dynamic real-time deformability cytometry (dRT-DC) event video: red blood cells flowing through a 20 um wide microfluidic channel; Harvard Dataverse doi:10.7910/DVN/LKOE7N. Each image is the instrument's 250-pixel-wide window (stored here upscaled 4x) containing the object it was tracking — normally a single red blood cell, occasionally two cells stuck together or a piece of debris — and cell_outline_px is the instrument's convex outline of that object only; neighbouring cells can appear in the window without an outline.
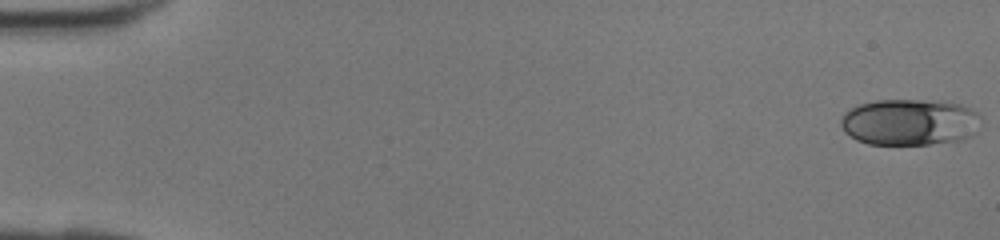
{"species": "human", "species_latin": "Homo sapiens", "temperature_condition": "room temperature", "stored_images_in_passage": 42, "camera_frame_rate_fps": 3000, "um_per_image_px": 0.085, "donor": {"sex": "female"}, "frame": {"image": 1, "passage_image": 1, "time_ms": 0.0, "image_size_px": [1000, 240], "cell_outline_px": [[980, 132], [964, 140], [928, 144], [868, 144], [856, 140], [844, 132], [840, 124], [840, 120], [844, 112], [860, 104], [876, 100], [920, 100], [960, 104], [972, 108], [980, 112]], "centroid_in_image_um": [77.37, 10.39], "position_along_channel_um": 7.6, "area_um2": 38.44}}
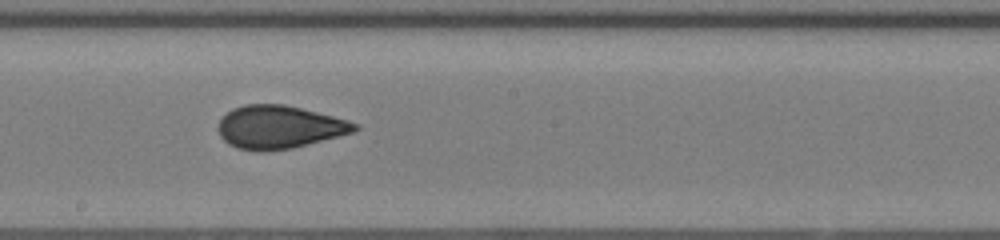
{"frame": {"image": 2, "passage_image": 24, "time_ms": 7.667, "image_size_px": [1000, 240], "cell_outline_px": [[360, 128], [352, 132], [292, 148], [260, 152], [236, 148], [228, 144], [220, 136], [216, 128], [220, 120], [232, 108], [244, 104], [284, 104], [348, 120], [360, 124]], "centroid_in_image_um": [23.69, 10.8], "position_along_channel_um": 224.5, "area_um2": 34.16}}
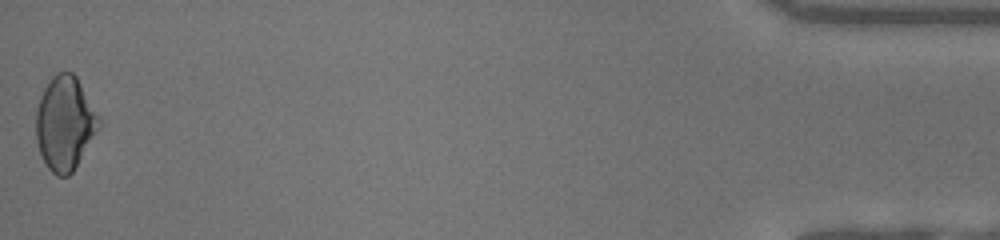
{"frame": {"image": 3, "passage_image": 42, "time_ms": 13.667, "image_size_px": [1000, 240], "cell_outline_px": [[100, 128], [72, 172], [68, 176], [56, 176], [48, 168], [40, 152], [36, 140], [36, 108], [40, 96], [44, 88], [52, 76], [56, 72], [72, 72], [76, 76], [100, 116]], "centroid_in_image_um": [5.52, 10.46], "position_along_channel_um": 429.7, "area_um2": 34.45}}